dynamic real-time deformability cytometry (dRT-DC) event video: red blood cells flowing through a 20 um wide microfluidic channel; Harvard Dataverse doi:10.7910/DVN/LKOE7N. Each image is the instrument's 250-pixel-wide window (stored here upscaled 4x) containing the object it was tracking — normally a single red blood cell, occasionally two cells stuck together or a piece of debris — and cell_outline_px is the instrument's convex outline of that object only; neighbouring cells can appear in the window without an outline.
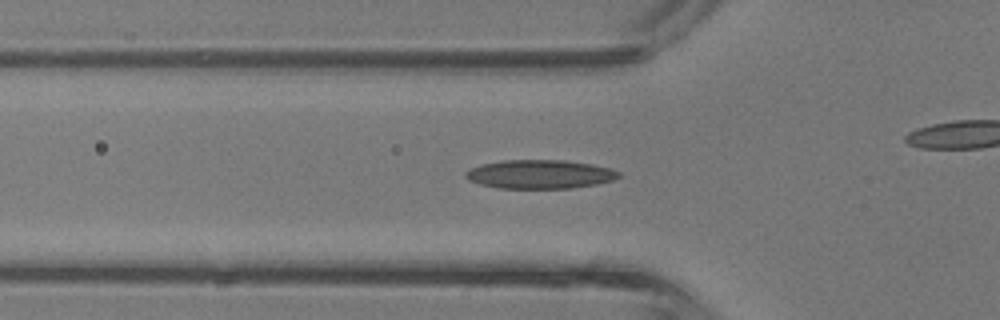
{"species": "common noctule bat (a hibernating species)", "species_latin": "Nyctalus noctula", "temperature_condition": "room temperature", "stored_images_in_passage": 33, "camera_frame_rate_fps": 3000, "um_per_image_px": 0.085, "animal": {"sex": "male", "body_mass_g": 13.3}, "frame": {"image": 1, "passage_image": 11, "time_ms": 3.333, "image_size_px": [1000, 320], "cell_outline_px": [[620, 176], [612, 180], [596, 184], [572, 188], [500, 188], [480, 184], [468, 180], [464, 176], [464, 172], [480, 164], [500, 160], [564, 160], [592, 164], [608, 168], [620, 172]], "centroid_in_image_um": [45.85, 14.8], "position_along_channel_um": 80.0, "area_um2": 25.66}}
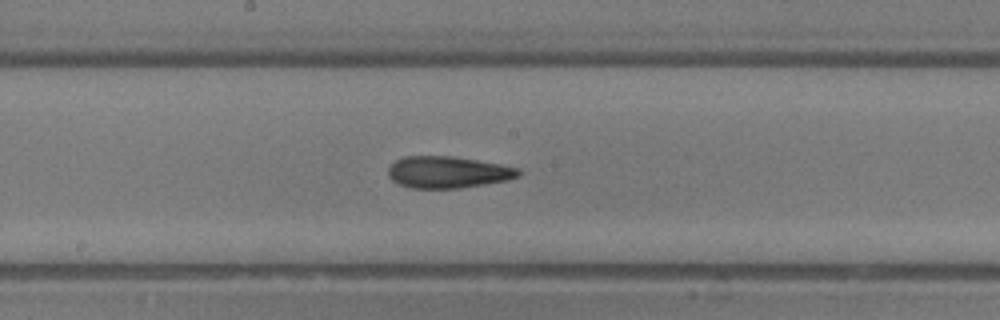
{"frame": {"image": 2, "passage_image": 19, "time_ms": 6.0, "image_size_px": [1000, 320], "cell_outline_px": [[520, 176], [508, 180], [460, 188], [412, 188], [400, 184], [392, 180], [388, 176], [388, 168], [396, 160], [404, 156], [452, 156], [500, 164], [520, 168]], "centroid_in_image_um": [38.07, 14.63], "position_along_channel_um": 210.1, "area_um2": 24.04}}
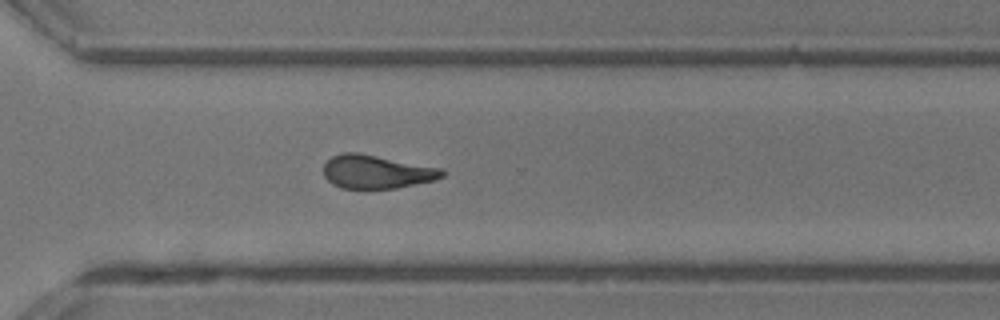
{"frame": {"image": 3, "passage_image": 27, "time_ms": 8.667, "image_size_px": [1000, 320], "cell_outline_px": [[444, 176], [432, 180], [396, 188], [340, 188], [332, 184], [324, 176], [324, 164], [332, 156], [344, 152], [356, 152], [440, 168], [444, 172]], "centroid_in_image_um": [31.95, 14.6], "position_along_channel_um": 338.6, "area_um2": 22.72}, "authors_computed_cell_mechanics": {"area_um2": 23.987, "velocity_mm_per_s": 4.8397, "shape_relaxation_time_tau1_ms": 10.4403, "shape_relaxation_time_tau2_ms": 2.5851, "deformation_change_tau1": 0.2663, "deformation_change_tau2": 0.1282}}